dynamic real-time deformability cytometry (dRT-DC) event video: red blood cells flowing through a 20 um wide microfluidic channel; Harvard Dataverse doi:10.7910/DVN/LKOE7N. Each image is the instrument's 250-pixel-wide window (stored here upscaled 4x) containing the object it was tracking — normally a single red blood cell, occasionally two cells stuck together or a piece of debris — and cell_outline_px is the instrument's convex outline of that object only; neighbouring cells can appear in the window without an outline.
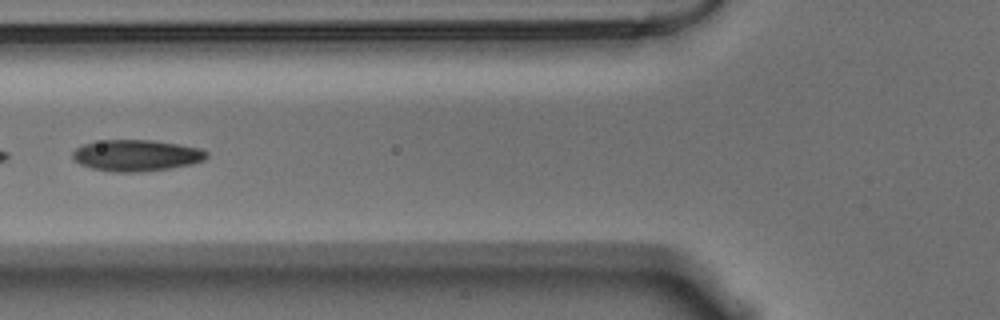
{"species": "Egyptian fruit bat (a non-hibernating species)", "species_latin": "Rousettus aegyptiacus", "temperature_condition": "warm", "stored_images_in_passage": 6, "camera_frame_rate_fps": 3000, "um_per_image_px": 0.085, "animal": {"sex": "male"}, "frame": {"image": 1, "passage_image": 2, "time_ms": 0.333, "image_size_px": [1000, 320], "cell_outline_px": [[208, 156], [204, 160], [192, 164], [172, 168], [144, 172], [108, 172], [92, 168], [80, 164], [72, 160], [72, 152], [80, 144], [104, 140], [156, 140], [180, 144], [200, 148], [208, 152]], "centroid_in_image_um": [11.58, 13.21], "position_along_channel_um": 114.2, "area_um2": 24.97}}